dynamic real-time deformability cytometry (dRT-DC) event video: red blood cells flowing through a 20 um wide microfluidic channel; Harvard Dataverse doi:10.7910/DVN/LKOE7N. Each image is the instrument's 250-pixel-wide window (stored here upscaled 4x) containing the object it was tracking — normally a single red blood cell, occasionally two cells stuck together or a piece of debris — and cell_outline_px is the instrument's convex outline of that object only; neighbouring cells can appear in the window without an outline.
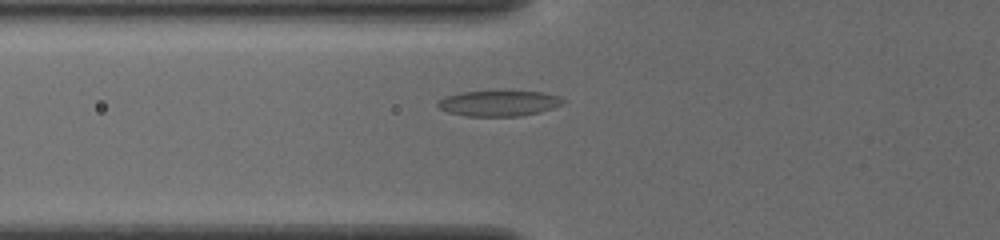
{"species": "common noctule bat (a hibernating species)", "species_latin": "Nyctalus noctula", "temperature_condition": "cold", "stored_images_in_passage": 44, "camera_frame_rate_fps": 3000, "um_per_image_px": 0.085, "animal": {"sex": "female", "body_mass_g": 19.5, "forearm_length_mm": 54.1}, "frame": {"image": 1, "passage_image": 11, "time_ms": 3.333, "image_size_px": [1000, 240], "cell_outline_px": [[568, 100], [564, 104], [540, 112], [520, 116], [468, 116], [448, 112], [440, 108], [436, 104], [436, 100], [444, 96], [460, 92], [504, 88], [544, 92], [560, 96]], "centroid_in_image_um": [42.44, 8.72], "position_along_channel_um": 83.4, "area_um2": 19.94}}
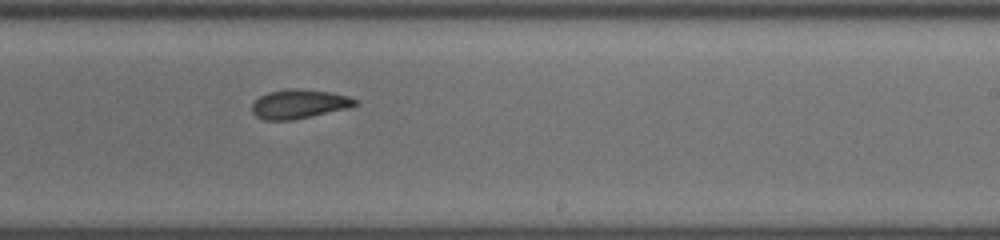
{"frame": {"image": 2, "passage_image": 25, "time_ms": 8.0, "image_size_px": [1000, 240], "cell_outline_px": [[360, 104], [348, 108], [312, 116], [292, 120], [264, 120], [256, 116], [252, 112], [252, 104], [260, 96], [268, 92], [288, 88], [296, 88], [332, 92], [348, 96], [356, 100]], "centroid_in_image_um": [25.43, 8.83], "position_along_channel_um": 263.6, "area_um2": 17.57}}
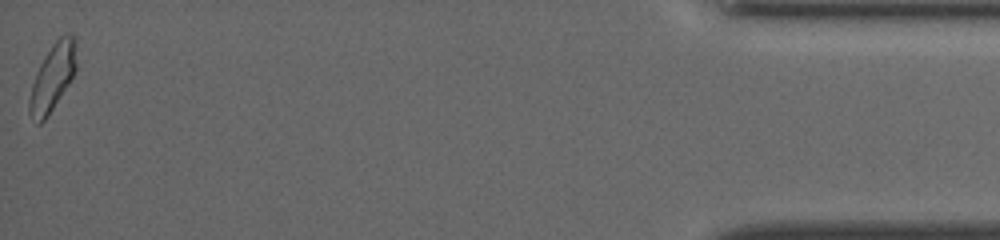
{"frame": {"image": 3, "passage_image": 44, "time_ms": 14.333, "image_size_px": [1000, 240], "cell_outline_px": [[76, 68], [68, 84], [48, 116], [40, 124], [36, 124], [28, 112], [28, 100], [32, 84], [36, 72], [44, 56], [52, 44], [64, 32], [68, 32], [76, 36]], "centroid_in_image_um": [4.46, 6.54], "position_along_channel_um": 430.7, "area_um2": 18.5}, "authors_computed_cell_mechanics": {"area_um2": 17.7157, "velocity_mm_per_s": 3.8694, "shape_relaxation_time_tau1_ms": null, "shape_relaxation_time_tau2_ms": 1.7358, "deformation_change_tau1": null, "deformation_change_tau2": 0.0751}}